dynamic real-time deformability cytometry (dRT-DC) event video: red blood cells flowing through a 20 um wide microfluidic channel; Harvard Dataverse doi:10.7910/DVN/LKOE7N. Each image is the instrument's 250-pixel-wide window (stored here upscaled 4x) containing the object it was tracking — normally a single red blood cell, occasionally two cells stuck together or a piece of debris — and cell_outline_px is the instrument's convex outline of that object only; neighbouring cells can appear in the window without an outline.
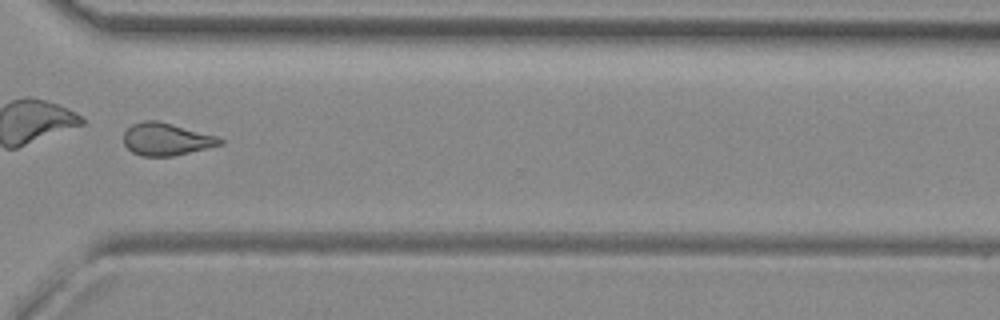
{"species": "common noctule bat (a hibernating species)", "species_latin": "Nyctalus noctula", "temperature_condition": "room temperature", "stored_images_in_passage": 38, "camera_frame_rate_fps": 3000, "um_per_image_px": 0.085, "animal": {"sex": "female", "body_mass_g": 29.2, "forearm_length_mm": 56.3}, "frame": {"image": 1, "passage_image": 32, "time_ms": 10.333, "image_size_px": [1000, 320], "cell_outline_px": [[224, 144], [172, 156], [140, 156], [132, 152], [124, 144], [124, 132], [132, 124], [144, 120], [156, 120], [172, 124], [216, 136], [224, 140]], "centroid_in_image_um": [14.12, 11.83], "position_along_channel_um": 356.5, "area_um2": 18.09}, "authors_computed_cell_mechanics": {"area_um2": 18.5249, "velocity_mm_per_s": 4.0082, "shape_relaxation_time_tau1_ms": null, "shape_relaxation_time_tau2_ms": 2.5333, "deformation_change_tau1": null, "deformation_change_tau2": 0.0889}}